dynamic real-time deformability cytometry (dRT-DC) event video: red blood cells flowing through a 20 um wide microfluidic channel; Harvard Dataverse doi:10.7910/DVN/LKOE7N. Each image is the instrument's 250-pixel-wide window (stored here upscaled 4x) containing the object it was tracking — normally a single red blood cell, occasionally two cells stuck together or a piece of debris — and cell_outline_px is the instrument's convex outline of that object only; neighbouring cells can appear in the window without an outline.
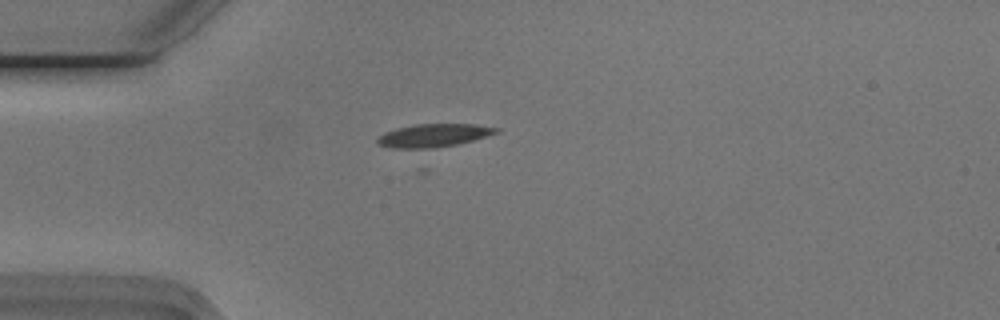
{"species": "Egyptian fruit bat (a non-hibernating species)", "species_latin": "Rousettus aegyptiacus", "temperature_condition": "cold", "stored_images_in_passage": 42, "camera_frame_rate_fps": 3000, "um_per_image_px": 0.085, "animal": {"sex": "male"}, "frame": {"image": 1, "passage_image": 1, "time_ms": 0.0, "image_size_px": [1000, 320], "cell_outline_px": [[500, 132], [472, 140], [424, 152], [420, 152], [392, 148], [380, 144], [376, 140], [384, 132], [396, 128], [416, 124], [476, 124], [500, 128]], "centroid_in_image_um": [36.82, 11.56], "position_along_channel_um": 48.2, "area_um2": 16.7}}
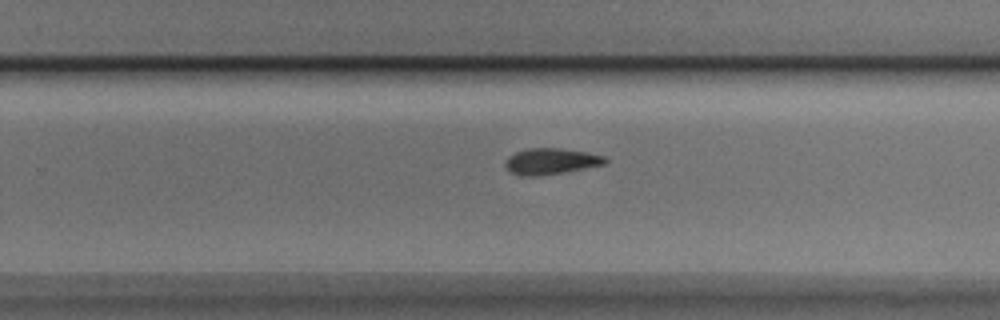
{"frame": {"image": 2, "passage_image": 21, "time_ms": 6.667, "image_size_px": [1000, 320], "cell_outline_px": [[608, 160], [604, 164], [560, 172], [536, 176], [520, 176], [512, 172], [504, 164], [508, 156], [516, 152], [528, 148], [560, 148], [584, 152], [604, 156]], "centroid_in_image_um": [46.78, 13.7], "position_along_channel_um": 283.0, "area_um2": 14.8}}
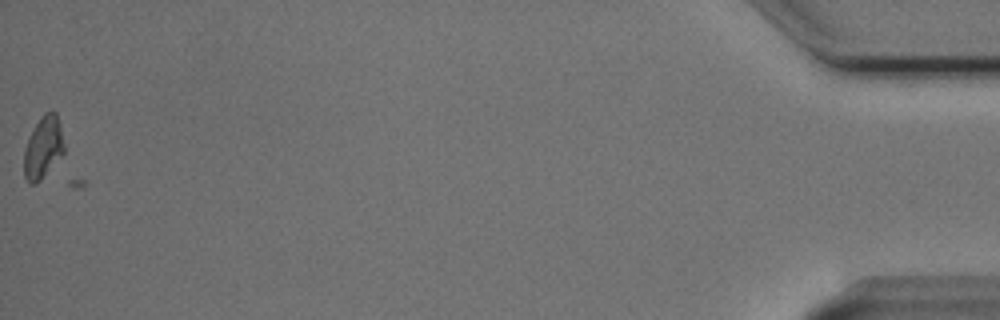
{"frame": {"image": 3, "passage_image": 41, "time_ms": 13.333, "image_size_px": [1000, 320], "cell_outline_px": [[64, 152], [40, 180], [36, 184], [28, 184], [24, 176], [24, 148], [28, 136], [44, 112], [56, 112], [60, 124], [64, 144]], "centroid_in_image_um": [3.65, 12.54], "position_along_channel_um": 431.6, "area_um2": 14.45}}